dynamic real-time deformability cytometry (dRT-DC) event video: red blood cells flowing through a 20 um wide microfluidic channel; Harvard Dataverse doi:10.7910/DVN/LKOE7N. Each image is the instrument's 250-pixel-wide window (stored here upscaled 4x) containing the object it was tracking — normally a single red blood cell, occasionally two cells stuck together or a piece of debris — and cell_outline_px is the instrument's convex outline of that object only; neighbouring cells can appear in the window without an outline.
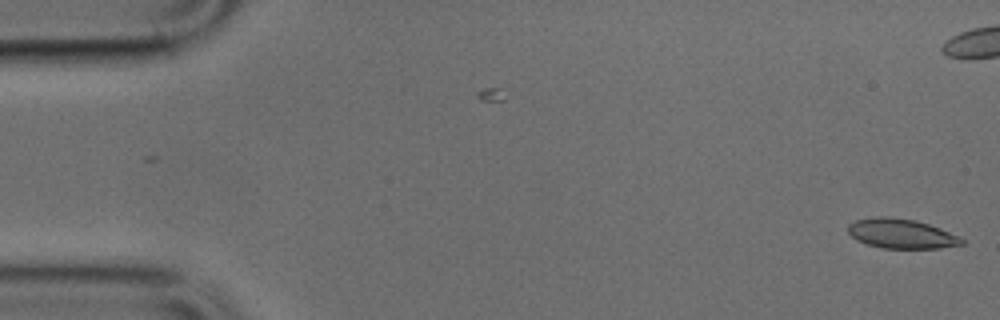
{"species": "common noctule bat (a hibernating species)", "species_latin": "Nyctalus noctula", "temperature_condition": "cold", "stored_images_in_passage": 51, "camera_frame_rate_fps": 3000, "um_per_image_px": 0.085, "animal": {"sex": "male", "body_mass_g": 17.9, "forearm_length_mm": 54.2}, "frame": {"image": 1, "passage_image": 1, "time_ms": 0.0, "image_size_px": [1000, 320], "cell_outline_px": [[964, 244], [940, 248], [880, 248], [856, 240], [848, 232], [848, 224], [856, 220], [876, 216], [888, 216], [916, 220], [940, 228], [960, 236], [964, 240]], "centroid_in_image_um": [76.61, 19.85], "position_along_channel_um": 8.4, "area_um2": 19.71}}
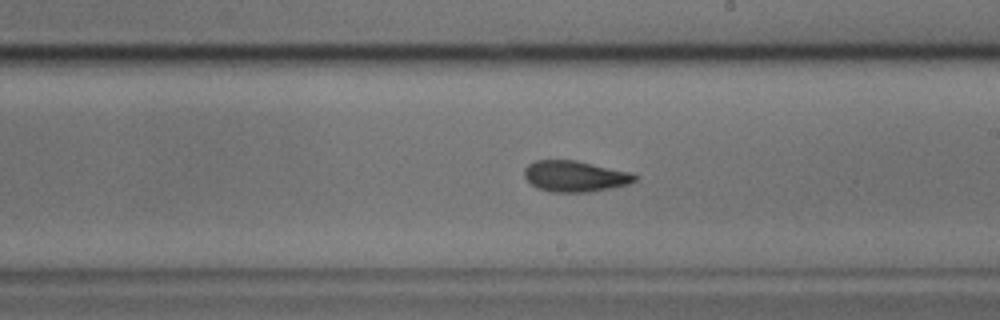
{"frame": {"image": 2, "passage_image": 28, "time_ms": 9.0, "image_size_px": [1000, 320], "cell_outline_px": [[640, 176], [636, 180], [628, 184], [612, 188], [588, 192], [548, 192], [536, 188], [524, 176], [524, 168], [528, 164], [536, 160], [576, 160], [632, 172]], "centroid_in_image_um": [48.89, 14.98], "position_along_channel_um": 240.1, "area_um2": 20.23}}
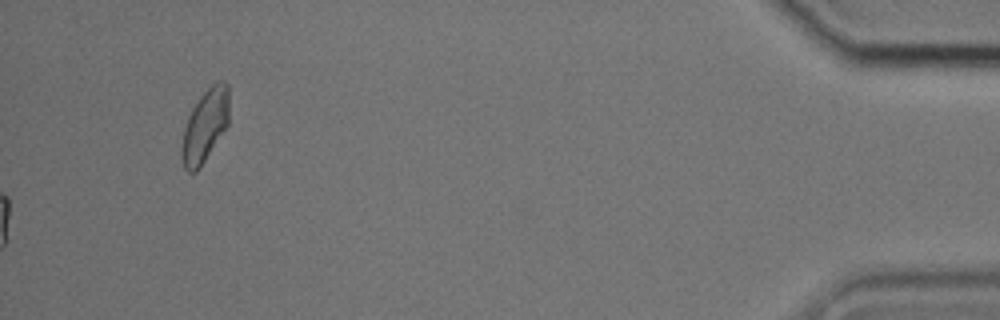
{"frame": {"image": 3, "passage_image": 51, "time_ms": 16.667, "image_size_px": [1000, 320], "cell_outline_px": [[228, 124], [200, 168], [196, 172], [188, 172], [184, 168], [180, 160], [180, 148], [184, 128], [188, 116], [192, 108], [200, 96], [216, 80], [224, 80], [228, 84]], "centroid_in_image_um": [17.4, 10.7], "position_along_channel_um": 417.8, "area_um2": 20.23}}